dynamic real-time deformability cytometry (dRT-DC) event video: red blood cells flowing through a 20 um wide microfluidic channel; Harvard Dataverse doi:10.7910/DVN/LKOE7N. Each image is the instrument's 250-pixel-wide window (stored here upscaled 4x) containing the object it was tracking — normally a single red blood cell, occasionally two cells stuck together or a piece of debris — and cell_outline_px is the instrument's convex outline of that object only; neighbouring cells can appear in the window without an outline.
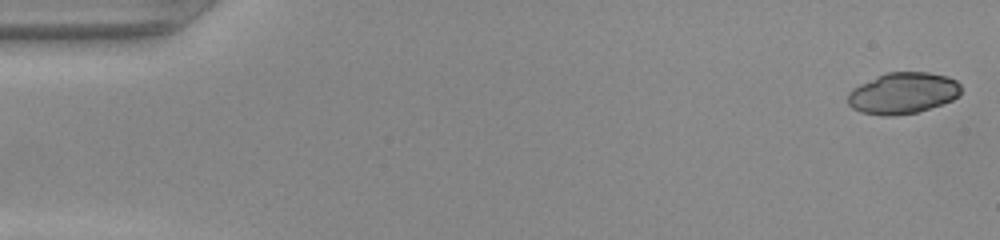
{"species": "common noctule bat (a hibernating species)", "species_latin": "Nyctalus noctula", "temperature_condition": "warm", "stored_images_in_passage": 49, "camera_frame_rate_fps": 3000, "um_per_image_px": 0.085, "animal": {"sex": "female", "body_mass_g": 22.0, "forearm_length_mm": 56.7}, "frame": {"image": 1, "passage_image": 1, "time_ms": 0.0, "image_size_px": [1000, 240], "cell_outline_px": [[960, 96], [952, 100], [916, 112], [892, 116], [884, 116], [860, 112], [852, 108], [848, 104], [848, 92], [852, 88], [884, 72], [928, 72], [948, 76], [956, 80], [960, 84]], "centroid_in_image_um": [76.73, 7.91], "position_along_channel_um": 8.3, "area_um2": 27.34}}